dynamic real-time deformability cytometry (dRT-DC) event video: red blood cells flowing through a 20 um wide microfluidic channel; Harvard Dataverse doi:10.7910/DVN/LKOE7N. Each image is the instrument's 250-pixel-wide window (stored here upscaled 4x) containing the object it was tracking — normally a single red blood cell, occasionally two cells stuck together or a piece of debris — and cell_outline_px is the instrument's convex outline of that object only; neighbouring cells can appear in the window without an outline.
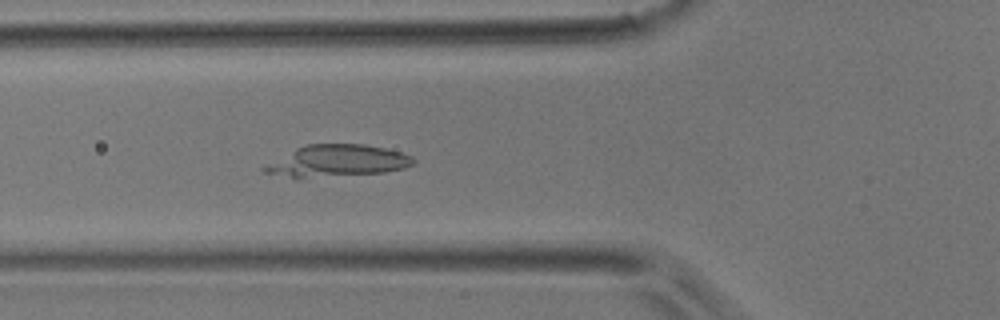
{"species": "common noctule bat (a hibernating species)", "species_latin": "Nyctalus noctula", "temperature_condition": "room temperature", "stored_images_in_passage": 45, "camera_frame_rate_fps": 3000, "um_per_image_px": 0.085, "animal": {"sex": "male", "body_mass_g": 17.9}, "frame": {"image": 1, "passage_image": 16, "time_ms": 5.0, "image_size_px": [1000, 320], "cell_outline_px": [[416, 160], [412, 164], [404, 168], [384, 172], [300, 180], [296, 180], [264, 172], [260, 168], [296, 148], [308, 144], [364, 144], [384, 148], [400, 152], [412, 156]], "centroid_in_image_um": [28.61, 13.72], "position_along_channel_um": 97.2, "area_um2": 28.09}}
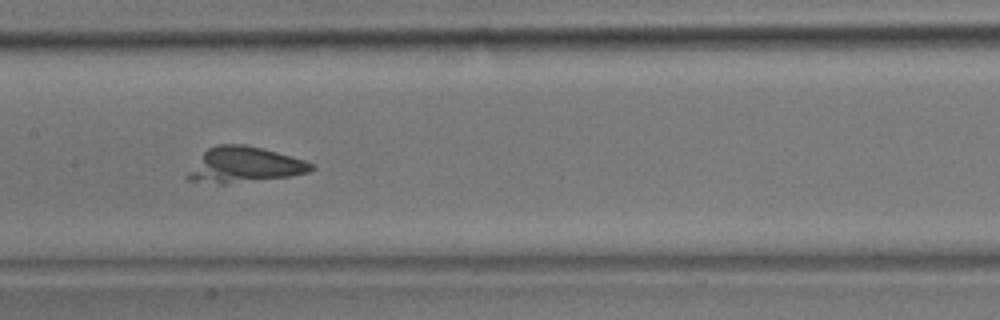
{"frame": {"image": 2, "passage_image": 22, "time_ms": 7.0, "image_size_px": [1000, 320], "cell_outline_px": [[316, 168], [308, 172], [292, 176], [224, 184], [220, 184], [188, 180], [184, 176], [204, 152], [208, 148], [220, 144], [244, 144], [264, 148], [304, 160], [316, 164]], "centroid_in_image_um": [20.8, 14.01], "position_along_channel_um": 186.6, "area_um2": 25.61}}
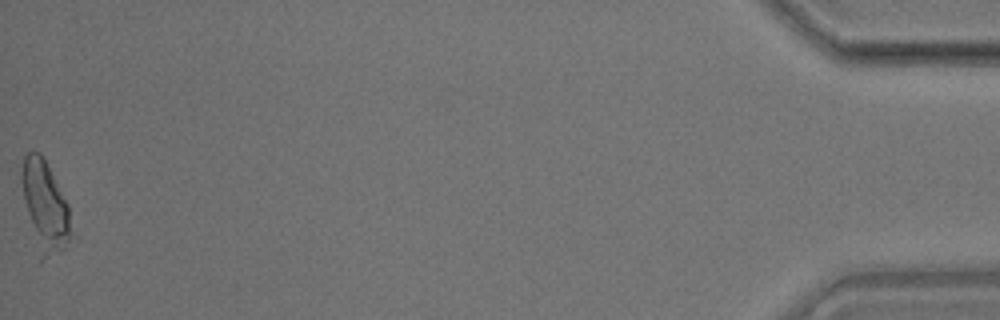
{"frame": {"image": 3, "passage_image": 45, "time_ms": 14.667, "image_size_px": [1000, 320], "cell_outline_px": [[72, 240], [64, 248], [36, 264], [20, 180], [20, 172], [24, 156], [28, 152], [40, 152], [68, 204], [72, 236]], "centroid_in_image_um": [3.77, 17.66], "position_along_channel_um": 431.4, "area_um2": 26.82}}